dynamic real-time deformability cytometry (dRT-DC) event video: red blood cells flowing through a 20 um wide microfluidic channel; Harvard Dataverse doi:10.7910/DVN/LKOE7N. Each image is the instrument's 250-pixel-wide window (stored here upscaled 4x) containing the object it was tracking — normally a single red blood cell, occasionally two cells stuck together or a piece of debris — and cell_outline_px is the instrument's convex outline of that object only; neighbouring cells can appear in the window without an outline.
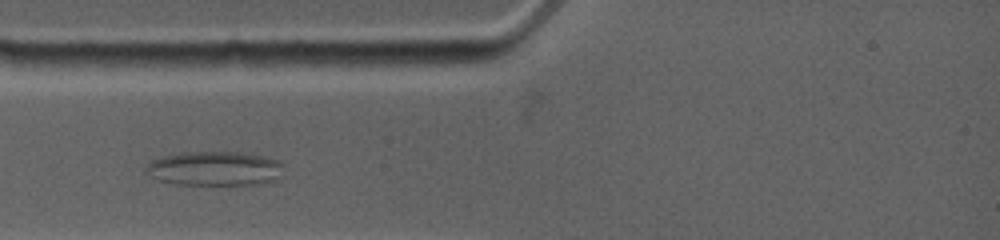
{"species": "common noctule bat (a hibernating species)", "species_latin": "Nyctalus noctula", "temperature_condition": "warm", "stored_images_in_passage": 26, "camera_frame_rate_fps": 4500, "um_per_image_px": 0.085, "animal": {"sex": "female", "body_mass_g": 19.0, "forearm_length_mm": 53.3}, "frame": {"image": 1, "passage_image": 18, "time_ms": 2.667, "image_size_px": [1000, 240], "cell_outline_px": [[284, 164], [272, 180], [256, 184], [224, 188], [180, 184], [160, 180], [144, 172], [144, 168], [152, 160], [164, 156], [180, 152], [240, 152], [268, 156], [280, 160]], "centroid_in_image_um": [18.24, 14.35], "position_along_channel_um": 66.8, "area_um2": 28.32}}
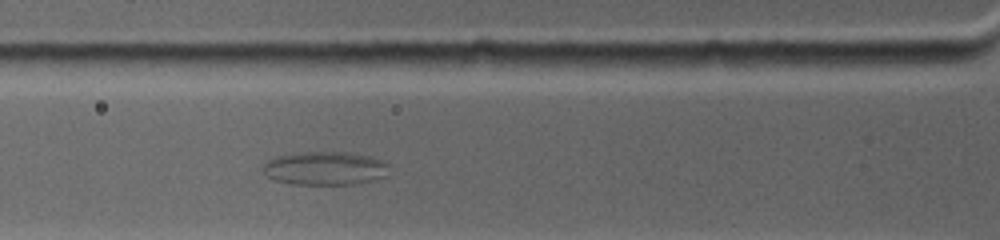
{"frame": {"image": 2, "passage_image": 24, "time_ms": 3.556, "image_size_px": [1000, 240], "cell_outline_px": [[388, 176], [356, 184], [292, 184], [276, 180], [260, 172], [260, 168], [268, 160], [276, 156], [304, 152], [348, 152], [368, 156], [384, 160], [388, 164]], "centroid_in_image_um": [27.62, 14.3], "position_along_channel_um": 98.2, "area_um2": 24.8}}